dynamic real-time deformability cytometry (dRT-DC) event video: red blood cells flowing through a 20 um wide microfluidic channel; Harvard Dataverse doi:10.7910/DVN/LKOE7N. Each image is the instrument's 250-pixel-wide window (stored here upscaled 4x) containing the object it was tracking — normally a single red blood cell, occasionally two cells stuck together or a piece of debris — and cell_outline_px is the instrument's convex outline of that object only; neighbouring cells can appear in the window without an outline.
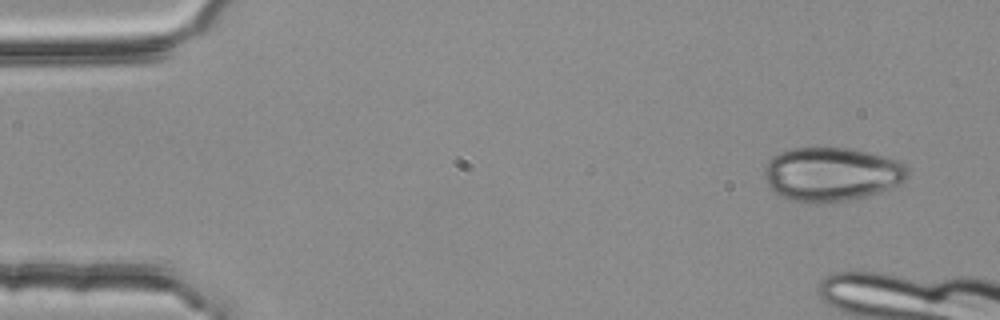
{"species": "common noctule bat (a hibernating species)", "species_latin": "Nyctalus noctula", "temperature_condition": "room temperature", "stored_images_in_passage": 3, "camera_frame_rate_fps": 3000, "um_per_image_px": 0.085, "animal": {"sex": "female", "body_mass_g": 25.1}, "frame": {"image": 1, "passage_image": 1, "time_ms": 0.0, "image_size_px": [1000, 320], "cell_outline_px": [[908, 180], [888, 188], [864, 196], [848, 200], [792, 200], [780, 196], [768, 184], [764, 176], [764, 168], [768, 160], [772, 156], [788, 148], [848, 148], [900, 160], [908, 168]], "centroid_in_image_um": [70.69, 14.76], "position_along_channel_um": 14.3, "area_um2": 44.16}}